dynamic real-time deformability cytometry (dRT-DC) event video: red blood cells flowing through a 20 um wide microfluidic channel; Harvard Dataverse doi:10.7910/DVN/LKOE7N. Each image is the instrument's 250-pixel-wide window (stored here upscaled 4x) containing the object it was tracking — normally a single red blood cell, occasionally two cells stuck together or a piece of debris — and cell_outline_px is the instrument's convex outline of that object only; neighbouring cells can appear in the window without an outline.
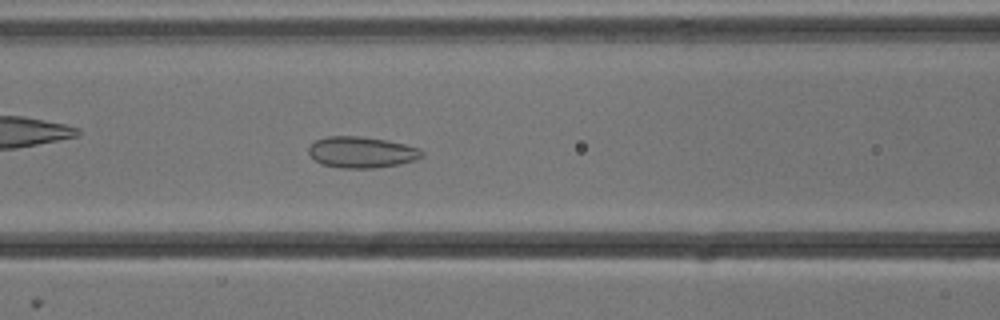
{"species": "common noctule bat (a hibernating species)", "species_latin": "Nyctalus noctula", "temperature_condition": "cold", "stored_images_in_passage": 41, "camera_frame_rate_fps": 3000, "um_per_image_px": 0.085, "animal": {"sex": "male", "body_mass_g": 13.3}, "frame": {"image": 1, "passage_image": 21, "time_ms": 6.667, "image_size_px": [1000, 320], "cell_outline_px": [[424, 156], [416, 160], [400, 164], [376, 168], [340, 168], [320, 164], [308, 152], [308, 148], [316, 140], [328, 136], [360, 136], [384, 140], [404, 144], [420, 148], [424, 152]], "centroid_in_image_um": [30.76, 12.95], "position_along_channel_um": 135.8, "area_um2": 20.63}}
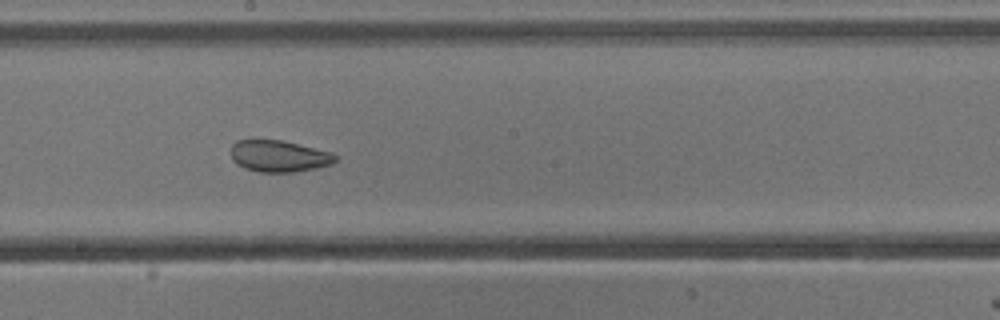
{"frame": {"image": 2, "passage_image": 28, "time_ms": 9.0, "image_size_px": [1000, 320], "cell_outline_px": [[336, 160], [332, 164], [316, 168], [292, 172], [260, 172], [244, 168], [236, 164], [232, 160], [232, 144], [236, 140], [280, 140], [332, 152], [336, 156]], "centroid_in_image_um": [23.7, 13.27], "position_along_channel_um": 224.5, "area_um2": 19.13}}
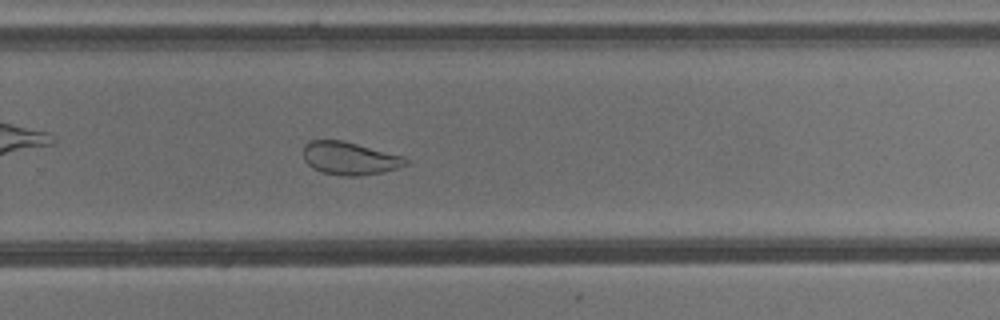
{"frame": {"image": 3, "passage_image": 34, "time_ms": 11.0, "image_size_px": [1000, 320], "cell_outline_px": [[408, 164], [384, 172], [360, 176], [344, 176], [320, 172], [312, 168], [304, 160], [304, 144], [312, 140], [344, 140], [404, 156], [408, 160]], "centroid_in_image_um": [29.72, 13.46], "position_along_channel_um": 300.1, "area_um2": 19.83}, "authors_computed_cell_mechanics": {"area_um2": 21.097, "velocity_mm_per_s": 3.8116, "shape_relaxation_time_tau1_ms": null, "shape_relaxation_time_tau2_ms": 1.3716, "deformation_change_tau1": null, "deformation_change_tau2": 0.0541}}